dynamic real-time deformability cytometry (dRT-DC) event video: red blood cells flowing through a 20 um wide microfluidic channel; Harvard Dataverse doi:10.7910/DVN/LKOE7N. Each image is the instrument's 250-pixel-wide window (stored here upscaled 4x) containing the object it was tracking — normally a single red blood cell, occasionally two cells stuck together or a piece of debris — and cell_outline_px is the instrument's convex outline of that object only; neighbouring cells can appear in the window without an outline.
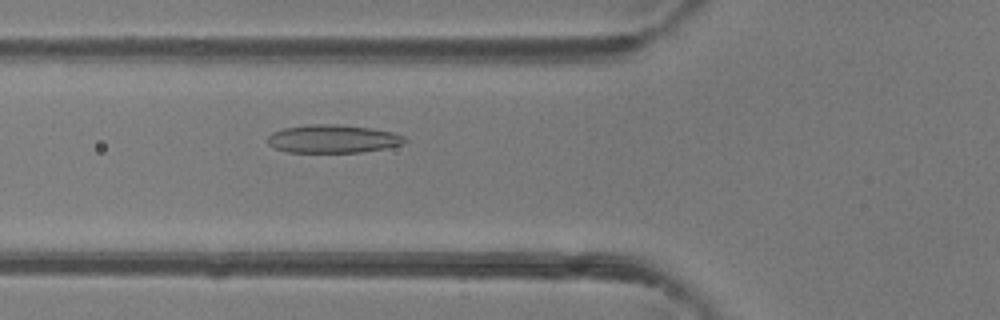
{"species": "common noctule bat (a hibernating species)", "species_latin": "Nyctalus noctula", "temperature_condition": "room temperature", "stored_images_in_passage": 48, "camera_frame_rate_fps": 3000, "um_per_image_px": 0.085, "animal": {"sex": "female"}, "frame": {"image": 1, "passage_image": 18, "time_ms": 5.667, "image_size_px": [1000, 320], "cell_outline_px": [[408, 140], [404, 144], [388, 148], [360, 152], [288, 152], [276, 148], [268, 144], [268, 136], [272, 132], [284, 128], [308, 124], [340, 124], [372, 128], [392, 132], [404, 136]], "centroid_in_image_um": [28.33, 11.79], "position_along_channel_um": 97.5, "area_um2": 22.66}}
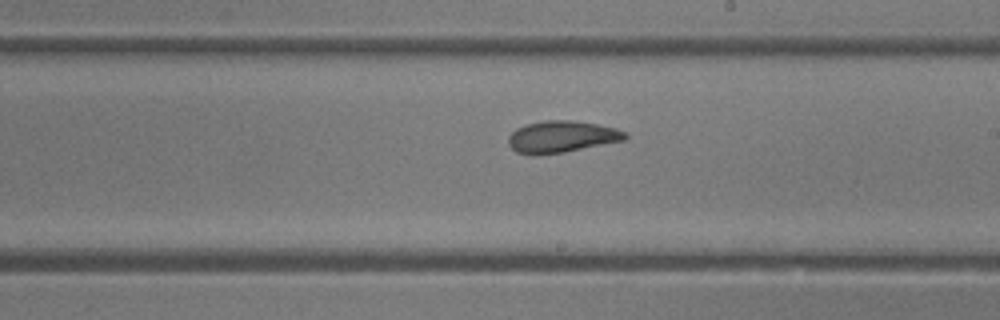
{"frame": {"image": 2, "passage_image": 28, "time_ms": 9.0, "image_size_px": [1000, 320], "cell_outline_px": [[628, 136], [624, 140], [564, 152], [536, 156], [532, 156], [516, 152], [508, 144], [508, 136], [516, 128], [524, 124], [544, 120], [572, 120], [596, 124], [616, 128], [624, 132]], "centroid_in_image_um": [47.68, 11.63], "position_along_channel_um": 241.3, "area_um2": 21.73}}
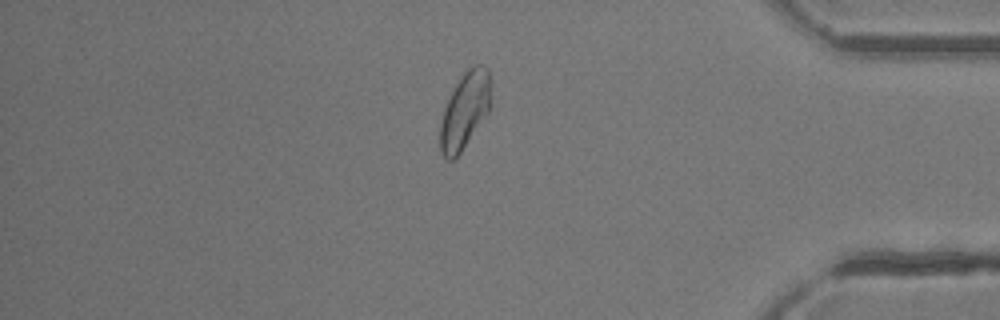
{"frame": {"image": 3, "passage_image": 41, "time_ms": 13.333, "image_size_px": [1000, 320], "cell_outline_px": [[492, 104], [488, 112], [460, 152], [452, 160], [444, 160], [440, 152], [440, 124], [444, 108], [460, 76], [468, 68], [476, 64], [480, 64], [488, 68]], "centroid_in_image_um": [39.51, 9.38], "position_along_channel_um": 395.7, "area_um2": 22.48}, "authors_computed_cell_mechanics": {"area_um2": 23.12, "velocity_mm_per_s": 4.2972, "shape_relaxation_time_tau1_ms": 5.5164, "shape_relaxation_time_tau2_ms": 1.4423, "deformation_change_tau1": 0.1567, "deformation_change_tau2": 0.0661}}